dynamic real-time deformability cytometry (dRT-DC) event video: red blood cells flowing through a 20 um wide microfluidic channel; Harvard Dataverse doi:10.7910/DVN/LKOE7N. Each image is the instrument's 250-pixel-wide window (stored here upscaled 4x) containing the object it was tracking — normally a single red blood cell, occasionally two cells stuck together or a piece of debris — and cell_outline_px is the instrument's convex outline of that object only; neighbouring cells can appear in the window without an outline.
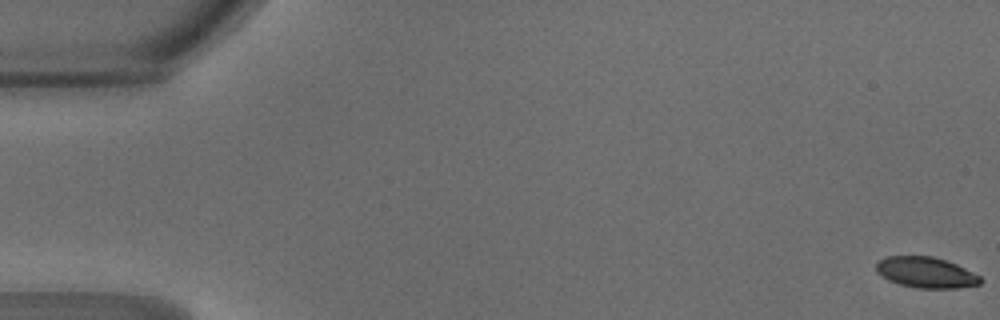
{"species": "common noctule bat (a hibernating species)", "species_latin": "Nyctalus noctula", "temperature_condition": "warm", "stored_images_in_passage": 11, "camera_frame_rate_fps": 3000, "um_per_image_px": 0.085, "animal": {"sex": "male", "body_mass_g": 18.8}, "frame": {"image": 1, "passage_image": 1, "time_ms": 0.0, "image_size_px": [1000, 320], "cell_outline_px": [[984, 280], [980, 284], [956, 288], [916, 288], [900, 284], [888, 280], [876, 272], [876, 264], [884, 256], [932, 256], [956, 264], [980, 276]], "centroid_in_image_um": [78.69, 23.16], "position_along_channel_um": 6.3, "area_um2": 18.67}}